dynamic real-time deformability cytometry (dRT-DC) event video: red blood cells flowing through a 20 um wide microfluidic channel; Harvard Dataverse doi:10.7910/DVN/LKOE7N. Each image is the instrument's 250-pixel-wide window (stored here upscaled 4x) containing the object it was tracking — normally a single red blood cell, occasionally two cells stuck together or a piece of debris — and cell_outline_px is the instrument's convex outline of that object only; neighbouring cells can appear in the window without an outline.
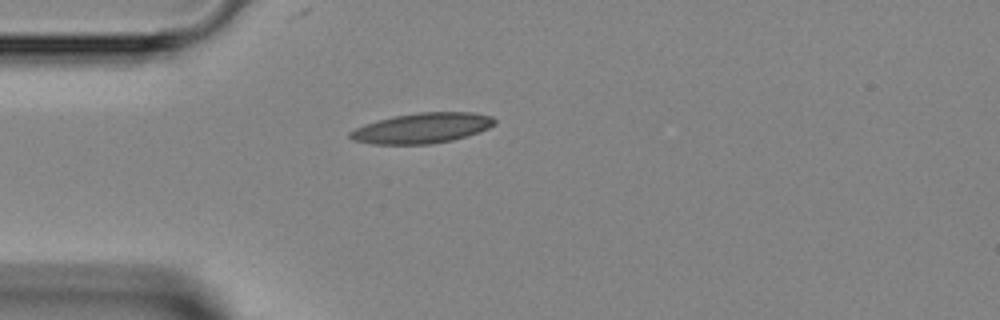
{"species": "Egyptian fruit bat (a non-hibernating species)", "species_latin": "Rousettus aegyptiacus", "temperature_condition": "room temperature", "stored_images_in_passage": 24, "camera_frame_rate_fps": 3000, "um_per_image_px": 0.085, "animal": {"sex": "female"}, "frame": {"image": 1, "passage_image": 1, "time_ms": 0.0, "image_size_px": [1000, 320], "cell_outline_px": [[496, 124], [480, 132], [452, 140], [432, 144], [372, 144], [352, 140], [348, 136], [348, 132], [364, 124], [376, 120], [392, 116], [420, 112], [472, 112], [492, 116], [496, 120]], "centroid_in_image_um": [35.87, 10.88], "position_along_channel_um": 49.1, "area_um2": 25.72}}
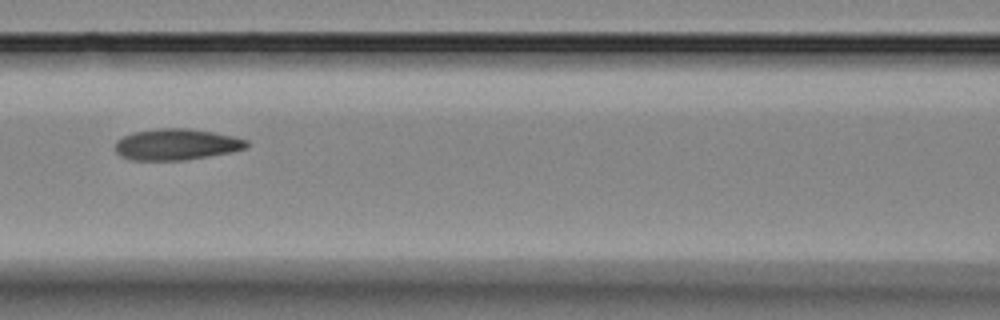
{"frame": {"image": 2, "passage_image": 9, "time_ms": 2.667, "image_size_px": [1000, 320], "cell_outline_px": [[248, 148], [232, 152], [184, 160], [128, 160], [120, 156], [116, 152], [116, 140], [132, 132], [160, 128], [188, 128], [212, 132], [232, 136], [248, 140]], "centroid_in_image_um": [14.99, 12.28], "position_along_channel_um": 151.6, "area_um2": 23.99}}
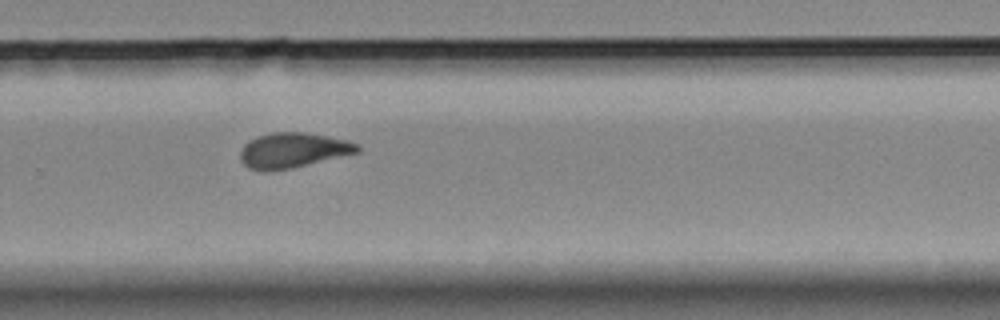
{"frame": {"image": 3, "passage_image": 20, "time_ms": 6.333, "image_size_px": [1000, 320], "cell_outline_px": [[360, 152], [292, 168], [268, 172], [260, 172], [248, 168], [240, 160], [240, 152], [244, 144], [248, 140], [256, 136], [272, 132], [304, 132], [328, 136], [348, 140], [360, 144]], "centroid_in_image_um": [24.88, 12.78], "position_along_channel_um": 304.9, "area_um2": 24.39}}